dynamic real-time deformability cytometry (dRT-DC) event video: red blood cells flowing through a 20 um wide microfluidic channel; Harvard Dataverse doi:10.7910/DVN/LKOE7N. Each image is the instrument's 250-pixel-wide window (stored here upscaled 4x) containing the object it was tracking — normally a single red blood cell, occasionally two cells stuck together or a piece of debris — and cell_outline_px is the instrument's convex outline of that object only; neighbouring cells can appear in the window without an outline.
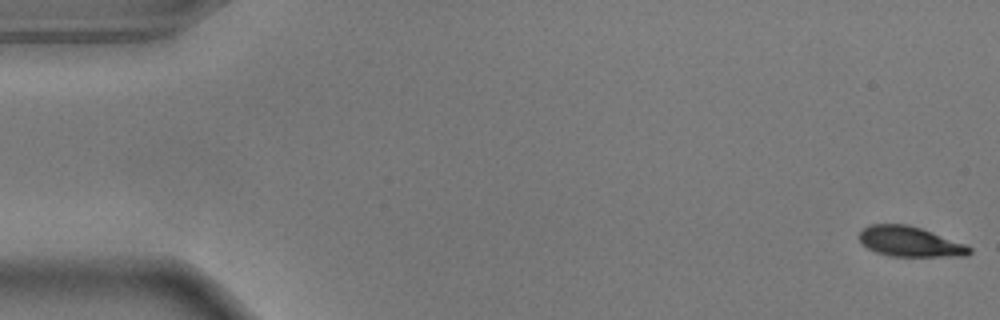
{"species": "common noctule bat (a hibernating species)", "species_latin": "Nyctalus noctula", "temperature_condition": "warm", "stored_images_in_passage": 55, "camera_frame_rate_fps": 3000, "um_per_image_px": 0.085, "animal": {"sex": "male", "body_mass_g": 17.9}, "frame": {"image": 1, "passage_image": 1, "time_ms": 0.0, "image_size_px": [1000, 320], "cell_outline_px": [[972, 252], [968, 256], [892, 256], [876, 252], [868, 248], [860, 240], [860, 232], [868, 224], [908, 224], [920, 228], [964, 244], [972, 248]], "centroid_in_image_um": [77.35, 20.54], "position_along_channel_um": 7.7, "area_um2": 19.07}}
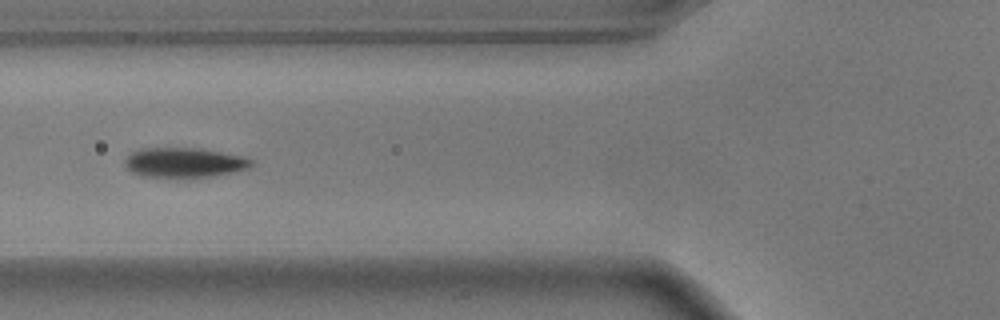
{"frame": {"image": 2, "passage_image": 21, "time_ms": 6.667, "image_size_px": [1000, 320], "cell_outline_px": [[252, 164], [248, 168], [232, 172], [212, 176], [140, 176], [132, 172], [128, 168], [124, 160], [132, 152], [144, 148], [196, 148], [220, 152], [240, 156], [252, 160]], "centroid_in_image_um": [15.63, 13.8], "position_along_channel_um": 110.2, "area_um2": 21.27}}
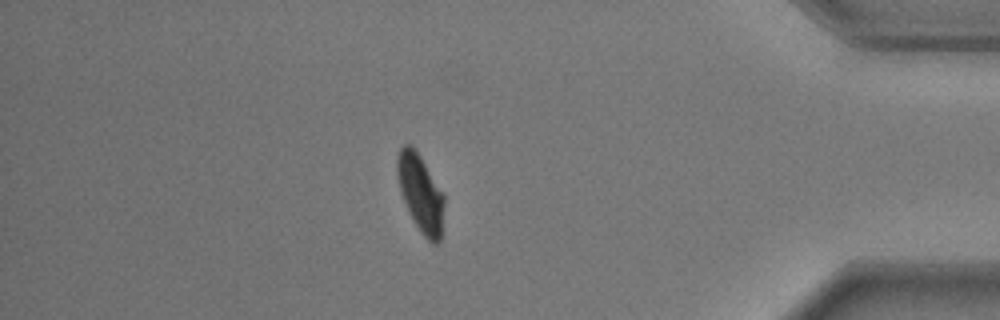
{"frame": {"image": 3, "passage_image": 48, "time_ms": 15.667, "image_size_px": [1000, 320], "cell_outline_px": [[444, 204], [440, 240], [436, 244], [432, 244], [420, 232], [412, 220], [408, 212], [400, 192], [396, 172], [396, 156], [400, 148], [404, 144], [412, 144], [416, 148], [444, 192]], "centroid_in_image_um": [35.73, 16.37], "position_along_channel_um": 399.5, "area_um2": 21.79}, "authors_computed_cell_mechanics": {"area_um2": 21.4438, "velocity_mm_per_s": 3.6398, "shape_relaxation_time_tau1_ms": 2.5319, "shape_relaxation_time_tau2_ms": null, "deformation_change_tau1": 0.1513, "deformation_change_tau2": null}}